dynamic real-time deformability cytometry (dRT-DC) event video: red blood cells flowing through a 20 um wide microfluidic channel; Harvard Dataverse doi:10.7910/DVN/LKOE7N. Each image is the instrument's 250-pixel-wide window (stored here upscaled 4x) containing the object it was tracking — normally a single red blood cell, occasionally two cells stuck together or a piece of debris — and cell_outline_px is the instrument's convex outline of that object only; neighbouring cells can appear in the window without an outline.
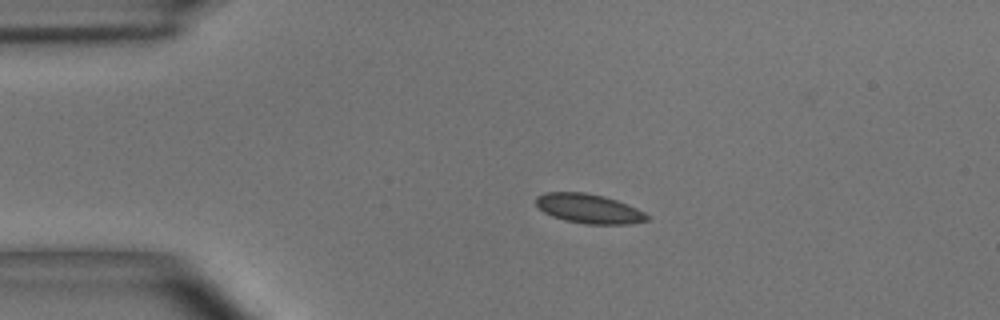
{"species": "common noctule bat (a hibernating species)", "species_latin": "Nyctalus noctula", "temperature_condition": "room temperature", "stored_images_in_passage": 45, "camera_frame_rate_fps": 3000, "um_per_image_px": 0.085, "animal": {"sex": "male", "body_mass_g": 15.6}, "frame": {"image": 1, "passage_image": 1, "time_ms": 0.0, "image_size_px": [1000, 320], "cell_outline_px": [[652, 216], [648, 220], [628, 224], [584, 224], [564, 220], [552, 216], [544, 212], [536, 204], [536, 196], [544, 192], [584, 192], [604, 196], [616, 200], [636, 208]], "centroid_in_image_um": [50.05, 17.73], "position_along_channel_um": 34.9, "area_um2": 19.07}}
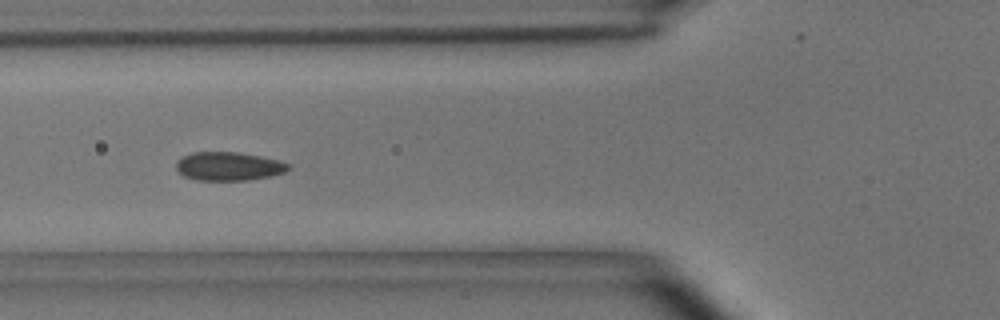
{"frame": {"image": 2, "passage_image": 10, "time_ms": 3.0, "image_size_px": [1000, 320], "cell_outline_px": [[292, 168], [284, 172], [272, 176], [248, 180], [196, 180], [184, 176], [176, 168], [176, 160], [192, 152], [236, 152], [260, 156], [280, 160], [292, 164]], "centroid_in_image_um": [19.48, 14.13], "position_along_channel_um": 106.3, "area_um2": 18.84}}
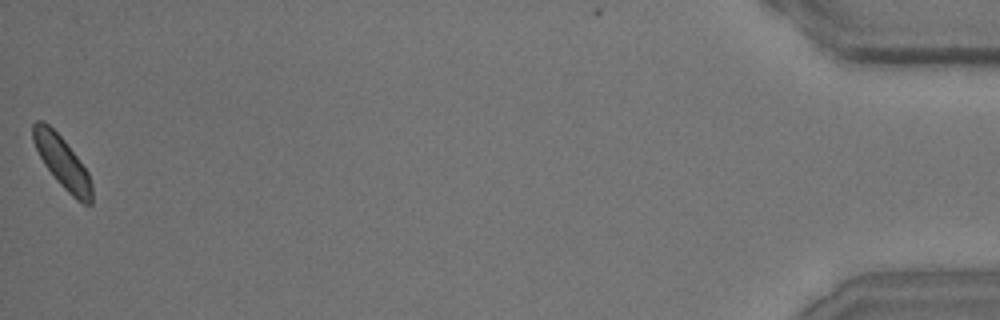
{"frame": {"image": 3, "passage_image": 45, "time_ms": 14.667, "image_size_px": [1000, 320], "cell_outline_px": [[92, 204], [84, 204], [76, 200], [56, 180], [44, 164], [32, 140], [32, 124], [36, 120], [44, 120], [64, 140], [88, 172], [92, 184]], "centroid_in_image_um": [5.28, 13.78], "position_along_channel_um": 429.9, "area_um2": 17.57}, "authors_computed_cell_mechanics": {"area_um2": 18.6694, "velocity_mm_per_s": 3.5832, "shape_relaxation_time_tau1_ms": 3.6827, "shape_relaxation_time_tau2_ms": 0.8443, "deformation_change_tau1": 0.0635, "deformation_change_tau2": 0.0507}}